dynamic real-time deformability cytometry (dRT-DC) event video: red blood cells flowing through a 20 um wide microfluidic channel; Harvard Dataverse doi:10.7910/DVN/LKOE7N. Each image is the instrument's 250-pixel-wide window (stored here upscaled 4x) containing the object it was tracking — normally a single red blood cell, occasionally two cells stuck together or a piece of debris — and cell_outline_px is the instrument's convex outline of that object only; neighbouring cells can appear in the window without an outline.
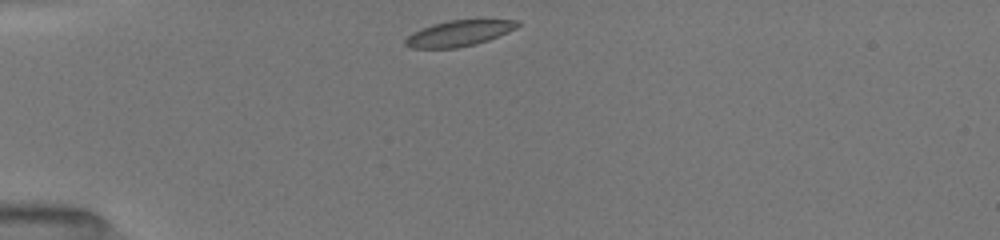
{"species": "common noctule bat (a hibernating species)", "species_latin": "Nyctalus noctula", "temperature_condition": "room temperature", "stored_images_in_passage": 29, "camera_frame_rate_fps": 3000, "um_per_image_px": 0.085, "animal": {"sex": "female", "body_mass_g": 19.5, "forearm_length_mm": 54.1}, "frame": {"image": 1, "passage_image": 1, "time_ms": 0.0, "image_size_px": [1000, 240], "cell_outline_px": [[520, 24], [516, 28], [488, 40], [476, 44], [456, 48], [412, 48], [404, 44], [404, 40], [412, 32], [432, 24], [448, 20], [516, 20]], "centroid_in_image_um": [38.96, 2.83], "position_along_channel_um": 46.0, "area_um2": 16.7}}
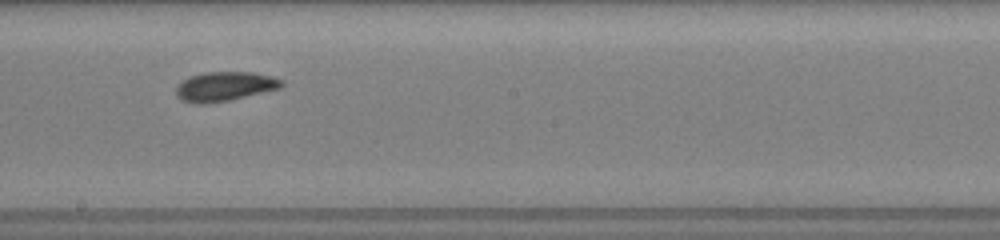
{"frame": {"image": 2, "passage_image": 15, "time_ms": 5.333, "image_size_px": [1000, 240], "cell_outline_px": [[284, 84], [280, 88], [228, 100], [208, 104], [196, 104], [180, 100], [176, 96], [176, 88], [184, 80], [192, 76], [204, 72], [252, 72], [272, 76], [284, 80]], "centroid_in_image_um": [19.1, 7.35], "position_along_channel_um": 229.1, "area_um2": 17.98}}
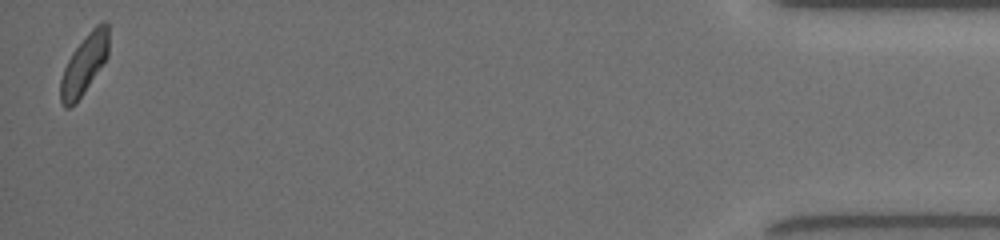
{"frame": {"image": 3, "passage_image": 29, "time_ms": 12.333, "image_size_px": [1000, 240], "cell_outline_px": [[108, 56], [76, 104], [68, 108], [64, 108], [60, 100], [60, 80], [64, 68], [72, 52], [88, 32], [96, 24], [104, 20], [108, 24]], "centroid_in_image_um": [7.15, 5.48], "position_along_channel_um": 428.1, "area_um2": 16.76}, "authors_computed_cell_mechanics": {"area_um2": 17.3978, "velocity_mm_per_s": 3.9917, "shape_relaxation_time_tau1_ms": 2.9686, "shape_relaxation_time_tau2_ms": 8.6926, "deformation_change_tau1": 0.1096, "deformation_change_tau2": 0.1176}}